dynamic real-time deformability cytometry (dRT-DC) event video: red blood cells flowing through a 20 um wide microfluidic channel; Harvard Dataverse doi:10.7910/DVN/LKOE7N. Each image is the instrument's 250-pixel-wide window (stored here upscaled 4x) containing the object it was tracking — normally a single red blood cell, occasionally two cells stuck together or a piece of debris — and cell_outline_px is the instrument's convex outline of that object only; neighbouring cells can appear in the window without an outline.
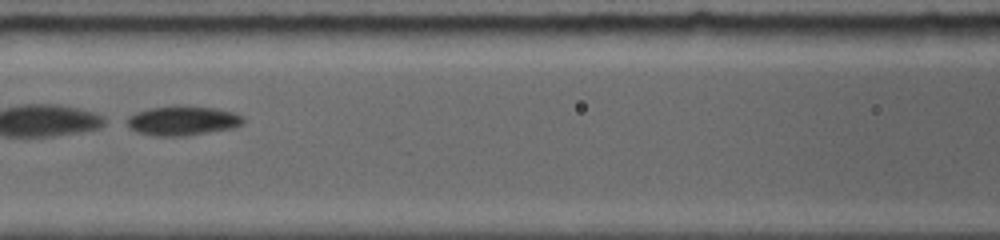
{"species": "common noctule bat (a hibernating species)", "species_latin": "Nyctalus noctula", "temperature_condition": "room temperature", "stored_images_in_passage": 7, "camera_frame_rate_fps": 5000, "um_per_image_px": 0.085, "animal": {"sex": "female", "body_mass_g": 19.0, "forearm_length_mm": 56.7}, "frame": {"image": 1, "passage_image": 5, "time_ms": 2.6, "image_size_px": [1000, 240], "cell_outline_px": [[244, 120], [240, 124], [228, 128], [200, 132], [140, 132], [132, 128], [128, 124], [128, 116], [136, 112], [152, 108], [216, 108], [232, 112], [244, 116]], "centroid_in_image_um": [15.58, 10.19], "position_along_channel_um": 151.0, "area_um2": 17.28}}